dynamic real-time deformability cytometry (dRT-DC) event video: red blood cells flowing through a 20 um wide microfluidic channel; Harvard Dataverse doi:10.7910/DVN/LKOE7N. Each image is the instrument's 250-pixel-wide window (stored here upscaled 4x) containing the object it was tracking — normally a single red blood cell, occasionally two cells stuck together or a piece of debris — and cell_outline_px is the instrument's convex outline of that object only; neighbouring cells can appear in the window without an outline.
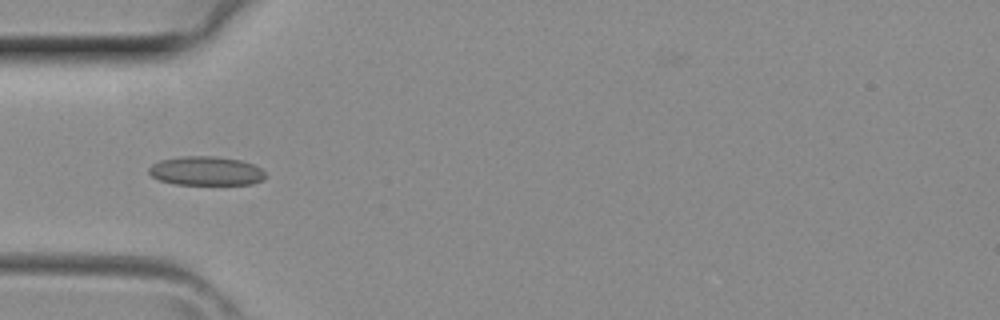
{"species": "common noctule bat (a hibernating species)", "species_latin": "Nyctalus noctula", "temperature_condition": "room temperature", "stored_images_in_passage": 3, "camera_frame_rate_fps": 3000, "um_per_image_px": 0.085, "animal": {"sex": "female", "body_mass_g": 29.2, "forearm_length_mm": 56.3}, "frame": {"image": 1, "passage_image": 2, "time_ms": 0.333, "image_size_px": [1000, 320], "cell_outline_px": [[264, 180], [252, 184], [176, 184], [160, 180], [152, 176], [148, 172], [148, 168], [152, 164], [160, 160], [184, 156], [216, 156], [240, 160], [252, 164], [260, 168], [264, 172]], "centroid_in_image_um": [17.5, 14.53], "position_along_channel_um": 67.5, "area_um2": 19.59}}
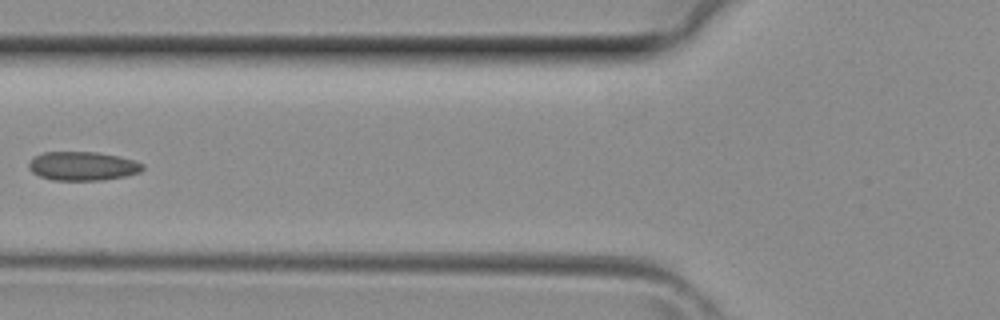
{"frame": {"image": 2, "passage_image": 3, "time_ms": 0.667, "image_size_px": [1000, 320], "cell_outline_px": [[144, 168], [140, 172], [124, 176], [104, 180], [52, 180], [40, 176], [32, 172], [28, 168], [28, 164], [36, 156], [44, 152], [96, 152], [116, 156], [132, 160], [144, 164]], "centroid_in_image_um": [7.02, 14.12], "position_along_channel_um": 118.8, "area_um2": 18.96}}